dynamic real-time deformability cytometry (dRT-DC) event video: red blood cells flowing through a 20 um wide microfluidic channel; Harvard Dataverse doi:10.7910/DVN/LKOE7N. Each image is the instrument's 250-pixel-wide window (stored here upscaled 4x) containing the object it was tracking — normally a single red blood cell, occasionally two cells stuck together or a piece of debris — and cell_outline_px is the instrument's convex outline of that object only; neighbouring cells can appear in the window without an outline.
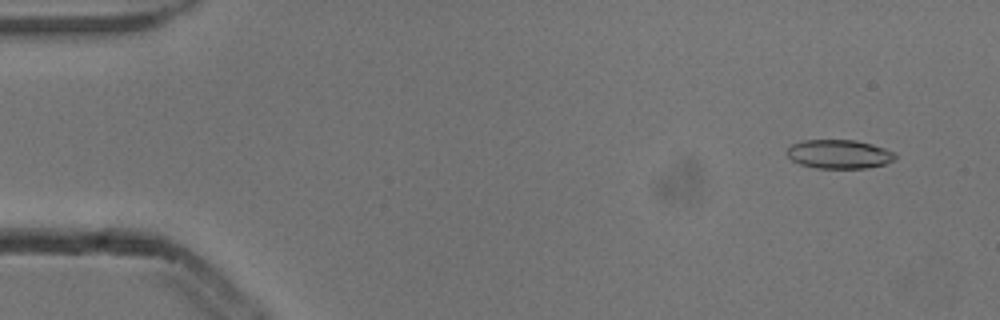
{"species": "common noctule bat (a hibernating species)", "species_latin": "Nyctalus noctula", "temperature_condition": "cold", "stored_images_in_passage": 7, "camera_frame_rate_fps": 3000, "um_per_image_px": 0.085, "animal": {"sex": "male", "body_mass_g": 13.3}, "frame": {"image": 1, "passage_image": 1, "time_ms": 0.0, "image_size_px": [1000, 320], "cell_outline_px": [[896, 156], [892, 160], [884, 164], [868, 168], [816, 168], [800, 164], [792, 160], [784, 152], [792, 144], [804, 140], [856, 140], [872, 144], [884, 148], [892, 152]], "centroid_in_image_um": [71.28, 13.1], "position_along_channel_um": 13.7, "area_um2": 18.15}}
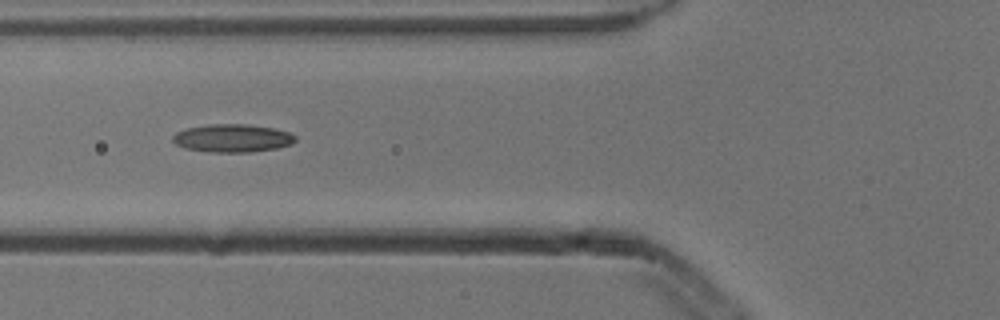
{"frame": {"image": 2, "passage_image": 5, "time_ms": 1.333, "image_size_px": [1000, 320], "cell_outline_px": [[296, 140], [292, 144], [276, 148], [252, 152], [208, 152], [184, 148], [176, 144], [172, 140], [172, 136], [176, 132], [188, 128], [208, 124], [248, 124], [276, 128], [288, 132], [296, 136]], "centroid_in_image_um": [19.76, 11.74], "position_along_channel_um": 106.0, "area_um2": 20.17}}
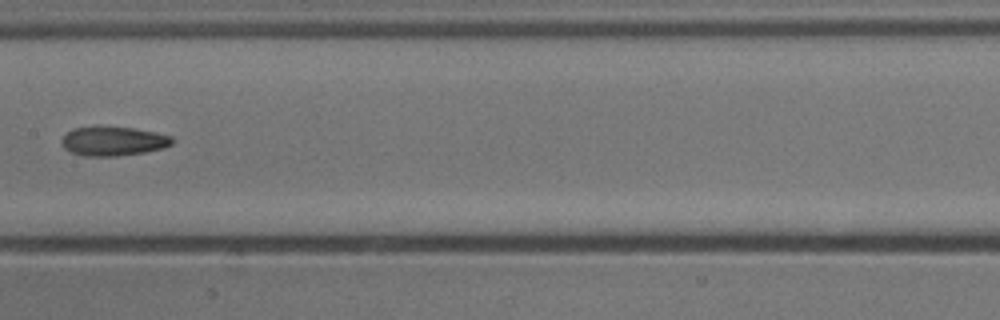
{"frame": {"image": 3, "passage_image": 7, "time_ms": 2.0, "image_size_px": [1000, 320], "cell_outline_px": [[172, 144], [164, 148], [144, 152], [116, 156], [84, 156], [72, 152], [64, 148], [64, 136], [68, 132], [76, 128], [132, 128], [172, 136]], "centroid_in_image_um": [9.67, 12.03], "position_along_channel_um": 197.7, "area_um2": 18.03}}